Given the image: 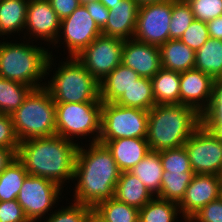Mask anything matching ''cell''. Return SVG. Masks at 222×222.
Wrapping results in <instances>:
<instances>
[{"instance_id": "6da1fadb", "label": "cell", "mask_w": 222, "mask_h": 222, "mask_svg": "<svg viewBox=\"0 0 222 222\" xmlns=\"http://www.w3.org/2000/svg\"><path fill=\"white\" fill-rule=\"evenodd\" d=\"M90 149L78 147L74 178V202L94 208L99 202L114 198L121 171L105 144L94 142Z\"/></svg>"}, {"instance_id": "7a4b0ae2", "label": "cell", "mask_w": 222, "mask_h": 222, "mask_svg": "<svg viewBox=\"0 0 222 222\" xmlns=\"http://www.w3.org/2000/svg\"><path fill=\"white\" fill-rule=\"evenodd\" d=\"M78 143L59 135L20 142L16 154L29 175L44 177L62 187L73 180Z\"/></svg>"}, {"instance_id": "3957f363", "label": "cell", "mask_w": 222, "mask_h": 222, "mask_svg": "<svg viewBox=\"0 0 222 222\" xmlns=\"http://www.w3.org/2000/svg\"><path fill=\"white\" fill-rule=\"evenodd\" d=\"M202 124V115L182 104H156L149 110L147 142L152 151L182 147Z\"/></svg>"}, {"instance_id": "277c9868", "label": "cell", "mask_w": 222, "mask_h": 222, "mask_svg": "<svg viewBox=\"0 0 222 222\" xmlns=\"http://www.w3.org/2000/svg\"><path fill=\"white\" fill-rule=\"evenodd\" d=\"M52 60L48 49L28 43L0 42V77L27 84L33 89L44 87L45 84H38V81L49 74Z\"/></svg>"}, {"instance_id": "5b68a950", "label": "cell", "mask_w": 222, "mask_h": 222, "mask_svg": "<svg viewBox=\"0 0 222 222\" xmlns=\"http://www.w3.org/2000/svg\"><path fill=\"white\" fill-rule=\"evenodd\" d=\"M69 58L44 85L54 103H102L99 82L76 57Z\"/></svg>"}, {"instance_id": "8992f818", "label": "cell", "mask_w": 222, "mask_h": 222, "mask_svg": "<svg viewBox=\"0 0 222 222\" xmlns=\"http://www.w3.org/2000/svg\"><path fill=\"white\" fill-rule=\"evenodd\" d=\"M11 118L20 142L56 135V104L44 87L33 89Z\"/></svg>"}, {"instance_id": "52a82bcc", "label": "cell", "mask_w": 222, "mask_h": 222, "mask_svg": "<svg viewBox=\"0 0 222 222\" xmlns=\"http://www.w3.org/2000/svg\"><path fill=\"white\" fill-rule=\"evenodd\" d=\"M56 135L68 140L73 136H89L96 132L93 141L98 142L101 134L102 103H55ZM73 138H72V137Z\"/></svg>"}, {"instance_id": "ba28073f", "label": "cell", "mask_w": 222, "mask_h": 222, "mask_svg": "<svg viewBox=\"0 0 222 222\" xmlns=\"http://www.w3.org/2000/svg\"><path fill=\"white\" fill-rule=\"evenodd\" d=\"M149 111L102 102L99 140L147 138Z\"/></svg>"}, {"instance_id": "9c48e42d", "label": "cell", "mask_w": 222, "mask_h": 222, "mask_svg": "<svg viewBox=\"0 0 222 222\" xmlns=\"http://www.w3.org/2000/svg\"><path fill=\"white\" fill-rule=\"evenodd\" d=\"M195 174L222 176V142L201 124L183 145Z\"/></svg>"}, {"instance_id": "30bf717a", "label": "cell", "mask_w": 222, "mask_h": 222, "mask_svg": "<svg viewBox=\"0 0 222 222\" xmlns=\"http://www.w3.org/2000/svg\"><path fill=\"white\" fill-rule=\"evenodd\" d=\"M123 45V39L101 34L76 58L98 82H101L121 64Z\"/></svg>"}, {"instance_id": "8fae6325", "label": "cell", "mask_w": 222, "mask_h": 222, "mask_svg": "<svg viewBox=\"0 0 222 222\" xmlns=\"http://www.w3.org/2000/svg\"><path fill=\"white\" fill-rule=\"evenodd\" d=\"M61 189V186L49 179L28 175L16 200L28 219L39 220L51 211L50 208L59 199Z\"/></svg>"}, {"instance_id": "7c38bea8", "label": "cell", "mask_w": 222, "mask_h": 222, "mask_svg": "<svg viewBox=\"0 0 222 222\" xmlns=\"http://www.w3.org/2000/svg\"><path fill=\"white\" fill-rule=\"evenodd\" d=\"M172 0L139 7L133 39L160 47L169 40Z\"/></svg>"}, {"instance_id": "4fadbf2b", "label": "cell", "mask_w": 222, "mask_h": 222, "mask_svg": "<svg viewBox=\"0 0 222 222\" xmlns=\"http://www.w3.org/2000/svg\"><path fill=\"white\" fill-rule=\"evenodd\" d=\"M60 30H63L61 33L64 35L69 56L74 57L102 34L84 5H80L61 20Z\"/></svg>"}, {"instance_id": "5bb4252c", "label": "cell", "mask_w": 222, "mask_h": 222, "mask_svg": "<svg viewBox=\"0 0 222 222\" xmlns=\"http://www.w3.org/2000/svg\"><path fill=\"white\" fill-rule=\"evenodd\" d=\"M222 176L195 174L178 203L185 222L205 205L221 197Z\"/></svg>"}, {"instance_id": "9a60e30c", "label": "cell", "mask_w": 222, "mask_h": 222, "mask_svg": "<svg viewBox=\"0 0 222 222\" xmlns=\"http://www.w3.org/2000/svg\"><path fill=\"white\" fill-rule=\"evenodd\" d=\"M213 82L210 75L195 68L181 72L180 104L190 106L203 115L212 100Z\"/></svg>"}, {"instance_id": "2e32d148", "label": "cell", "mask_w": 222, "mask_h": 222, "mask_svg": "<svg viewBox=\"0 0 222 222\" xmlns=\"http://www.w3.org/2000/svg\"><path fill=\"white\" fill-rule=\"evenodd\" d=\"M60 24L61 20L48 0H29L24 27L30 32L28 34L56 45L60 41Z\"/></svg>"}, {"instance_id": "e0dca14e", "label": "cell", "mask_w": 222, "mask_h": 222, "mask_svg": "<svg viewBox=\"0 0 222 222\" xmlns=\"http://www.w3.org/2000/svg\"><path fill=\"white\" fill-rule=\"evenodd\" d=\"M121 63L140 77L152 79L162 68L160 49L135 39L124 40Z\"/></svg>"}, {"instance_id": "ac0fdd59", "label": "cell", "mask_w": 222, "mask_h": 222, "mask_svg": "<svg viewBox=\"0 0 222 222\" xmlns=\"http://www.w3.org/2000/svg\"><path fill=\"white\" fill-rule=\"evenodd\" d=\"M139 6L135 0H117L109 10L106 25L101 29L105 36L123 40L133 39Z\"/></svg>"}, {"instance_id": "d6986e66", "label": "cell", "mask_w": 222, "mask_h": 222, "mask_svg": "<svg viewBox=\"0 0 222 222\" xmlns=\"http://www.w3.org/2000/svg\"><path fill=\"white\" fill-rule=\"evenodd\" d=\"M111 151L121 172L130 171L149 152L147 138H120L115 140H99Z\"/></svg>"}, {"instance_id": "ffe728a7", "label": "cell", "mask_w": 222, "mask_h": 222, "mask_svg": "<svg viewBox=\"0 0 222 222\" xmlns=\"http://www.w3.org/2000/svg\"><path fill=\"white\" fill-rule=\"evenodd\" d=\"M140 76L122 63L109 73L100 84V100L115 103Z\"/></svg>"}, {"instance_id": "44dd1931", "label": "cell", "mask_w": 222, "mask_h": 222, "mask_svg": "<svg viewBox=\"0 0 222 222\" xmlns=\"http://www.w3.org/2000/svg\"><path fill=\"white\" fill-rule=\"evenodd\" d=\"M153 197L137 176L130 171L121 172L114 191V198L134 208L140 209Z\"/></svg>"}, {"instance_id": "7402d4cb", "label": "cell", "mask_w": 222, "mask_h": 222, "mask_svg": "<svg viewBox=\"0 0 222 222\" xmlns=\"http://www.w3.org/2000/svg\"><path fill=\"white\" fill-rule=\"evenodd\" d=\"M159 49L163 69L181 73L194 68L195 51L180 39H170Z\"/></svg>"}, {"instance_id": "603a6c76", "label": "cell", "mask_w": 222, "mask_h": 222, "mask_svg": "<svg viewBox=\"0 0 222 222\" xmlns=\"http://www.w3.org/2000/svg\"><path fill=\"white\" fill-rule=\"evenodd\" d=\"M156 104H180V73L161 68L151 79Z\"/></svg>"}, {"instance_id": "cb8c5ba5", "label": "cell", "mask_w": 222, "mask_h": 222, "mask_svg": "<svg viewBox=\"0 0 222 222\" xmlns=\"http://www.w3.org/2000/svg\"><path fill=\"white\" fill-rule=\"evenodd\" d=\"M130 172L144 183L153 196L160 193L163 167L160 152L152 151L139 161ZM155 194V195H154Z\"/></svg>"}, {"instance_id": "d4e9b609", "label": "cell", "mask_w": 222, "mask_h": 222, "mask_svg": "<svg viewBox=\"0 0 222 222\" xmlns=\"http://www.w3.org/2000/svg\"><path fill=\"white\" fill-rule=\"evenodd\" d=\"M194 68L207 73L213 79L222 78V40L209 38L195 51Z\"/></svg>"}, {"instance_id": "484cf974", "label": "cell", "mask_w": 222, "mask_h": 222, "mask_svg": "<svg viewBox=\"0 0 222 222\" xmlns=\"http://www.w3.org/2000/svg\"><path fill=\"white\" fill-rule=\"evenodd\" d=\"M28 3L29 0H0L1 37L12 32L24 31Z\"/></svg>"}, {"instance_id": "4316f807", "label": "cell", "mask_w": 222, "mask_h": 222, "mask_svg": "<svg viewBox=\"0 0 222 222\" xmlns=\"http://www.w3.org/2000/svg\"><path fill=\"white\" fill-rule=\"evenodd\" d=\"M115 103L124 107L149 111L156 105L151 79L140 77Z\"/></svg>"}, {"instance_id": "83f0119b", "label": "cell", "mask_w": 222, "mask_h": 222, "mask_svg": "<svg viewBox=\"0 0 222 222\" xmlns=\"http://www.w3.org/2000/svg\"><path fill=\"white\" fill-rule=\"evenodd\" d=\"M93 212L104 222H139V209L115 198L99 202Z\"/></svg>"}, {"instance_id": "f1b7e54d", "label": "cell", "mask_w": 222, "mask_h": 222, "mask_svg": "<svg viewBox=\"0 0 222 222\" xmlns=\"http://www.w3.org/2000/svg\"><path fill=\"white\" fill-rule=\"evenodd\" d=\"M29 175L17 157L0 174V202L17 199L25 178Z\"/></svg>"}, {"instance_id": "f546056e", "label": "cell", "mask_w": 222, "mask_h": 222, "mask_svg": "<svg viewBox=\"0 0 222 222\" xmlns=\"http://www.w3.org/2000/svg\"><path fill=\"white\" fill-rule=\"evenodd\" d=\"M179 212L178 203L155 196L139 209V222H174Z\"/></svg>"}, {"instance_id": "4dcf8cb0", "label": "cell", "mask_w": 222, "mask_h": 222, "mask_svg": "<svg viewBox=\"0 0 222 222\" xmlns=\"http://www.w3.org/2000/svg\"><path fill=\"white\" fill-rule=\"evenodd\" d=\"M32 90L27 84L0 77V113L11 115Z\"/></svg>"}, {"instance_id": "1f68e13d", "label": "cell", "mask_w": 222, "mask_h": 222, "mask_svg": "<svg viewBox=\"0 0 222 222\" xmlns=\"http://www.w3.org/2000/svg\"><path fill=\"white\" fill-rule=\"evenodd\" d=\"M194 175V172L170 173L163 170L161 189L157 197L179 203Z\"/></svg>"}, {"instance_id": "d6a6232c", "label": "cell", "mask_w": 222, "mask_h": 222, "mask_svg": "<svg viewBox=\"0 0 222 222\" xmlns=\"http://www.w3.org/2000/svg\"><path fill=\"white\" fill-rule=\"evenodd\" d=\"M193 20L191 7L186 0H172L169 40L180 39Z\"/></svg>"}, {"instance_id": "836d02e7", "label": "cell", "mask_w": 222, "mask_h": 222, "mask_svg": "<svg viewBox=\"0 0 222 222\" xmlns=\"http://www.w3.org/2000/svg\"><path fill=\"white\" fill-rule=\"evenodd\" d=\"M160 160L163 170L170 173L194 172L184 146L160 151Z\"/></svg>"}, {"instance_id": "e575fe53", "label": "cell", "mask_w": 222, "mask_h": 222, "mask_svg": "<svg viewBox=\"0 0 222 222\" xmlns=\"http://www.w3.org/2000/svg\"><path fill=\"white\" fill-rule=\"evenodd\" d=\"M92 211V207L74 202L65 209H58L44 222H87Z\"/></svg>"}, {"instance_id": "d590c367", "label": "cell", "mask_w": 222, "mask_h": 222, "mask_svg": "<svg viewBox=\"0 0 222 222\" xmlns=\"http://www.w3.org/2000/svg\"><path fill=\"white\" fill-rule=\"evenodd\" d=\"M194 19L208 22L222 15V0H186Z\"/></svg>"}, {"instance_id": "8d00e7d4", "label": "cell", "mask_w": 222, "mask_h": 222, "mask_svg": "<svg viewBox=\"0 0 222 222\" xmlns=\"http://www.w3.org/2000/svg\"><path fill=\"white\" fill-rule=\"evenodd\" d=\"M209 38L206 22L194 19L180 40L194 51H197Z\"/></svg>"}, {"instance_id": "74e56055", "label": "cell", "mask_w": 222, "mask_h": 222, "mask_svg": "<svg viewBox=\"0 0 222 222\" xmlns=\"http://www.w3.org/2000/svg\"><path fill=\"white\" fill-rule=\"evenodd\" d=\"M20 140L15 132V127L10 114L0 113V147L13 150L16 154Z\"/></svg>"}, {"instance_id": "f35d334b", "label": "cell", "mask_w": 222, "mask_h": 222, "mask_svg": "<svg viewBox=\"0 0 222 222\" xmlns=\"http://www.w3.org/2000/svg\"><path fill=\"white\" fill-rule=\"evenodd\" d=\"M193 221L222 222V197L205 205L188 220V222Z\"/></svg>"}, {"instance_id": "ab89813d", "label": "cell", "mask_w": 222, "mask_h": 222, "mask_svg": "<svg viewBox=\"0 0 222 222\" xmlns=\"http://www.w3.org/2000/svg\"><path fill=\"white\" fill-rule=\"evenodd\" d=\"M27 217L16 199L0 202V222H22Z\"/></svg>"}, {"instance_id": "60d3db41", "label": "cell", "mask_w": 222, "mask_h": 222, "mask_svg": "<svg viewBox=\"0 0 222 222\" xmlns=\"http://www.w3.org/2000/svg\"><path fill=\"white\" fill-rule=\"evenodd\" d=\"M203 115H214L222 120V78L214 79L212 100Z\"/></svg>"}, {"instance_id": "b9f144b4", "label": "cell", "mask_w": 222, "mask_h": 222, "mask_svg": "<svg viewBox=\"0 0 222 222\" xmlns=\"http://www.w3.org/2000/svg\"><path fill=\"white\" fill-rule=\"evenodd\" d=\"M89 12V14L94 19V22L101 30L108 20L109 9H107L102 3L99 1L87 3L84 5Z\"/></svg>"}, {"instance_id": "7bdbcfd3", "label": "cell", "mask_w": 222, "mask_h": 222, "mask_svg": "<svg viewBox=\"0 0 222 222\" xmlns=\"http://www.w3.org/2000/svg\"><path fill=\"white\" fill-rule=\"evenodd\" d=\"M60 20L68 17L81 4L79 0H48Z\"/></svg>"}, {"instance_id": "ee69618b", "label": "cell", "mask_w": 222, "mask_h": 222, "mask_svg": "<svg viewBox=\"0 0 222 222\" xmlns=\"http://www.w3.org/2000/svg\"><path fill=\"white\" fill-rule=\"evenodd\" d=\"M202 124L222 142V120L214 115H202Z\"/></svg>"}, {"instance_id": "f6af8a7d", "label": "cell", "mask_w": 222, "mask_h": 222, "mask_svg": "<svg viewBox=\"0 0 222 222\" xmlns=\"http://www.w3.org/2000/svg\"><path fill=\"white\" fill-rule=\"evenodd\" d=\"M206 24L209 37L222 40V15L206 22Z\"/></svg>"}, {"instance_id": "bcb514c9", "label": "cell", "mask_w": 222, "mask_h": 222, "mask_svg": "<svg viewBox=\"0 0 222 222\" xmlns=\"http://www.w3.org/2000/svg\"><path fill=\"white\" fill-rule=\"evenodd\" d=\"M15 158L16 153L13 150L0 147V174Z\"/></svg>"}, {"instance_id": "7dc6e473", "label": "cell", "mask_w": 222, "mask_h": 222, "mask_svg": "<svg viewBox=\"0 0 222 222\" xmlns=\"http://www.w3.org/2000/svg\"><path fill=\"white\" fill-rule=\"evenodd\" d=\"M138 4L139 7L147 4H152V3H158V2H163L167 0H135Z\"/></svg>"}, {"instance_id": "c3c4849f", "label": "cell", "mask_w": 222, "mask_h": 222, "mask_svg": "<svg viewBox=\"0 0 222 222\" xmlns=\"http://www.w3.org/2000/svg\"><path fill=\"white\" fill-rule=\"evenodd\" d=\"M100 3H102L107 9H111L114 7V4L117 2V0H98Z\"/></svg>"}, {"instance_id": "681fc988", "label": "cell", "mask_w": 222, "mask_h": 222, "mask_svg": "<svg viewBox=\"0 0 222 222\" xmlns=\"http://www.w3.org/2000/svg\"><path fill=\"white\" fill-rule=\"evenodd\" d=\"M87 222H104L103 220H101L93 211L89 216V219Z\"/></svg>"}, {"instance_id": "f907efd6", "label": "cell", "mask_w": 222, "mask_h": 222, "mask_svg": "<svg viewBox=\"0 0 222 222\" xmlns=\"http://www.w3.org/2000/svg\"><path fill=\"white\" fill-rule=\"evenodd\" d=\"M79 1H80L81 5H85L87 3L95 2V1H98V0H79Z\"/></svg>"}, {"instance_id": "816d5d0a", "label": "cell", "mask_w": 222, "mask_h": 222, "mask_svg": "<svg viewBox=\"0 0 222 222\" xmlns=\"http://www.w3.org/2000/svg\"><path fill=\"white\" fill-rule=\"evenodd\" d=\"M35 221H37V220H34V219H25L24 221H22V222H35Z\"/></svg>"}]
</instances>
